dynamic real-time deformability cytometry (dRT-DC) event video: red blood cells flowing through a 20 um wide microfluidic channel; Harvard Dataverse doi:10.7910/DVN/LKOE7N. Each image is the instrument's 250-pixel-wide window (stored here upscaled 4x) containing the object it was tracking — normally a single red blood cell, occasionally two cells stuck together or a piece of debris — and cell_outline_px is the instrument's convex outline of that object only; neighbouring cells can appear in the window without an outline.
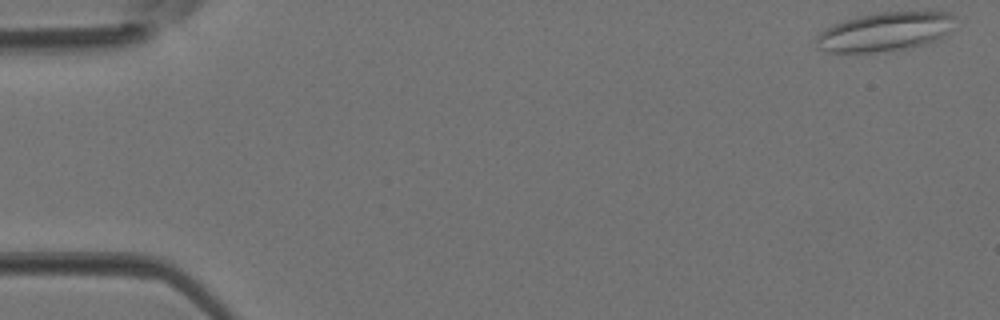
{"species": "Egyptian fruit bat (a non-hibernating species)", "species_latin": "Rousettus aegyptiacus", "temperature_condition": "room temperature", "stored_images_in_passage": 5, "segment_of_instrument_passage": [2, 2], "camera_frame_rate_fps": 3000, "um_per_image_px": 0.085, "animal": {"sex": "female"}, "frame": {"image": 1, "passage_image": 5, "time_ms": 1.333, "image_size_px": [1000, 320], "cell_outline_px": [[956, 16], [948, 32], [940, 40], [892, 52], [828, 52], [816, 48], [816, 36], [824, 28], [844, 20], [856, 16], [880, 12], [952, 12]], "centroid_in_image_um": [75.21, 2.71], "position_along_channel_um": 9.8, "area_um2": 31.85}}